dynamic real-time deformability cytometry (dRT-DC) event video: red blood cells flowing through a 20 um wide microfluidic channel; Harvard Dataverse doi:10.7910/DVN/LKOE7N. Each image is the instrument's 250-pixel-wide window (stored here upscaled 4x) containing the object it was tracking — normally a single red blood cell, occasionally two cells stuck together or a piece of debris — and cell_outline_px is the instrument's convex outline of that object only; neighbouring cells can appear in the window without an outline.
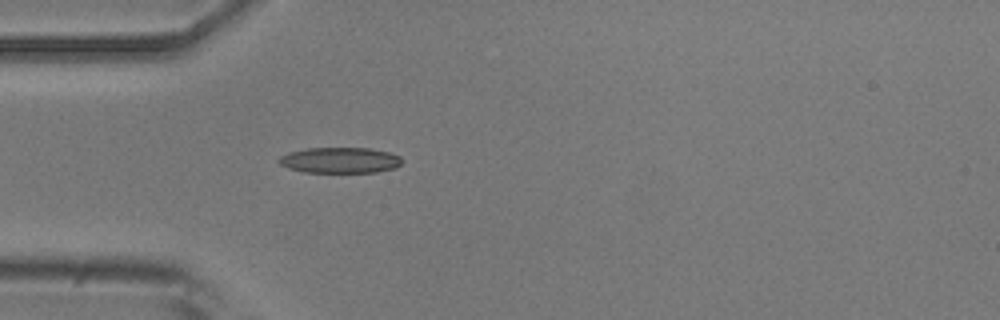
{"species": "common noctule bat (a hibernating species)", "species_latin": "Nyctalus noctula", "temperature_condition": "room temperature", "stored_images_in_passage": 11, "camera_frame_rate_fps": 3000, "um_per_image_px": 0.085, "animal": {"sex": "male", "body_mass_g": 20.5, "forearm_length_mm": 52.5}, "frame": {"image": 1, "passage_image": 1, "time_ms": 0.0, "image_size_px": [1000, 320], "cell_outline_px": [[404, 160], [396, 168], [376, 172], [304, 172], [288, 168], [280, 164], [280, 156], [288, 152], [308, 148], [368, 148], [388, 152], [400, 156]], "centroid_in_image_um": [28.92, 13.62], "position_along_channel_um": 56.1, "area_um2": 18.44}}
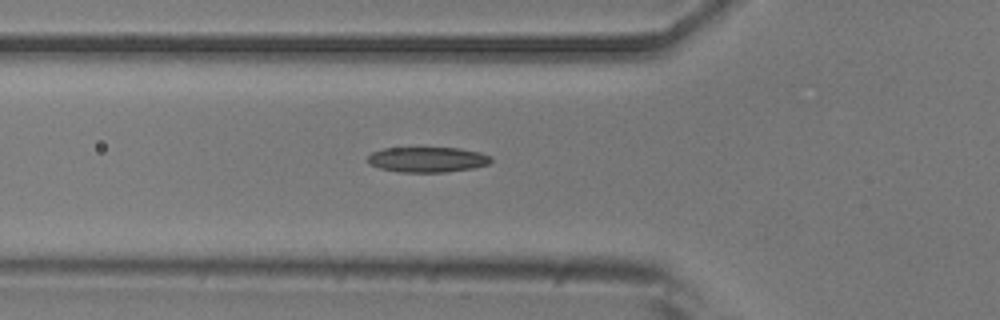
{"frame": {"image": 2, "passage_image": 4, "time_ms": 1.0, "image_size_px": [1000, 320], "cell_outline_px": [[492, 160], [488, 164], [476, 168], [444, 172], [400, 172], [380, 168], [368, 164], [368, 156], [372, 152], [384, 148], [460, 148], [480, 152], [492, 156]], "centroid_in_image_um": [36.36, 13.56], "position_along_channel_um": 89.4, "area_um2": 18.26}}
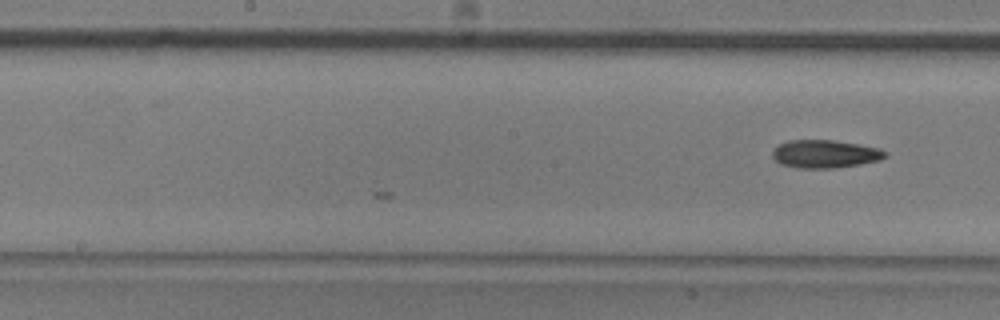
{"frame": {"image": 3, "passage_image": 11, "time_ms": 3.333, "image_size_px": [1000, 320], "cell_outline_px": [[888, 156], [880, 160], [860, 164], [836, 168], [796, 168], [780, 164], [772, 156], [772, 152], [780, 144], [788, 140], [832, 140], [880, 148], [888, 152]], "centroid_in_image_um": [70.15, 13.09], "position_along_channel_um": 178.1, "area_um2": 18.44}}